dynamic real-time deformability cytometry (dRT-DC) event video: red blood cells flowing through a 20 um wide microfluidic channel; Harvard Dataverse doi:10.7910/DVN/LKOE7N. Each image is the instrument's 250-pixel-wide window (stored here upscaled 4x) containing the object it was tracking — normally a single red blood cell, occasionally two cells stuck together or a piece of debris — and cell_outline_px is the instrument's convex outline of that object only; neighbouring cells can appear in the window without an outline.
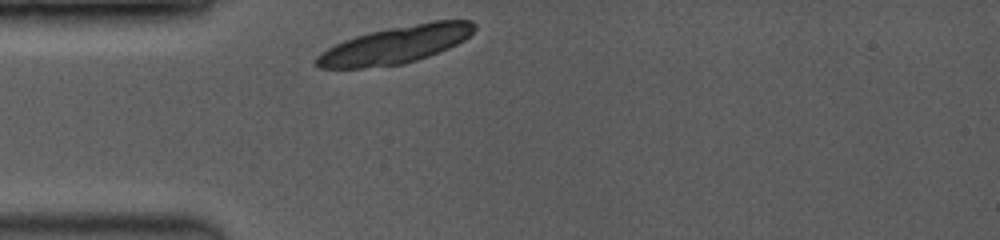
{"species": "common noctule bat (a hibernating species)", "species_latin": "Nyctalus noctula", "temperature_condition": "room temperature", "stored_images_in_passage": 1, "camera_frame_rate_fps": 3500, "um_per_image_px": 0.085, "animal": {"sex": "female", "body_mass_g": 19.0, "forearm_length_mm": 53.3}, "frame": {"image": 1, "passage_image": 1, "time_ms": 0.0, "image_size_px": [1000, 240], "cell_outline_px": [[476, 28], [464, 40], [448, 48], [428, 56], [416, 60], [400, 64], [360, 68], [320, 68], [316, 64], [316, 56], [320, 52], [344, 40], [368, 32], [388, 28], [432, 20], [472, 20], [476, 24]], "centroid_in_image_um": [33.63, 3.79], "position_along_channel_um": 51.4, "area_um2": 34.22}}